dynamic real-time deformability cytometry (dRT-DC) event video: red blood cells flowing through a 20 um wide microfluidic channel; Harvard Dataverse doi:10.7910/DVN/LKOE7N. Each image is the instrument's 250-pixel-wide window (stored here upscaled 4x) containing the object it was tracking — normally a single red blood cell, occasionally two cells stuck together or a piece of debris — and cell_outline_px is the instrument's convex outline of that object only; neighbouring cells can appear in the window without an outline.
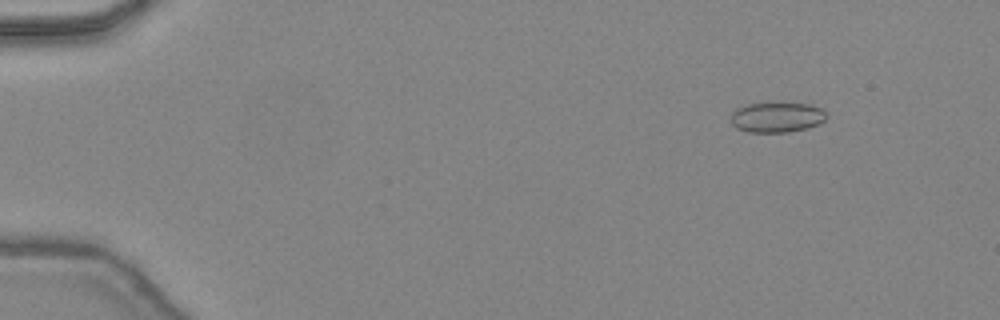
{"species": "common noctule bat (a hibernating species)", "species_latin": "Nyctalus noctula", "temperature_condition": "warm", "stored_images_in_passage": 47, "camera_frame_rate_fps": 3000, "um_per_image_px": 0.085, "animal": {"sex": "female", "body_mass_g": 24.6, "forearm_length_mm": 56.2}, "frame": {"image": 1, "passage_image": 6, "time_ms": 1.667, "image_size_px": [1000, 320], "cell_outline_px": [[828, 116], [820, 124], [808, 128], [788, 132], [748, 132], [736, 128], [732, 124], [732, 112], [736, 108], [748, 104], [780, 100], [812, 104], [828, 112]], "centroid_in_image_um": [66.08, 9.92], "position_along_channel_um": 18.9, "area_um2": 17.69}}
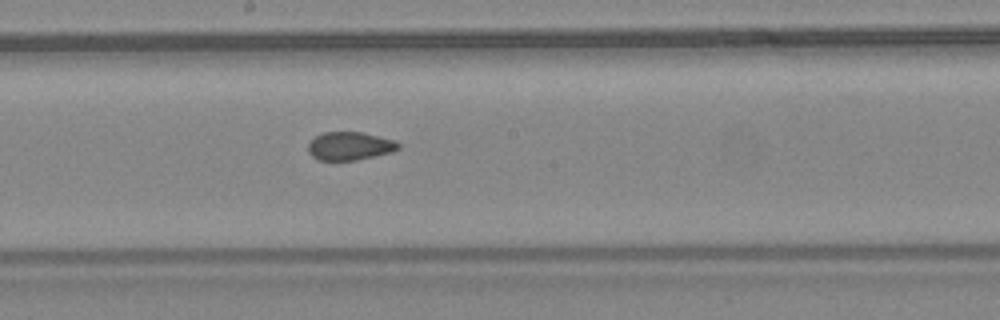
{"frame": {"image": 2, "passage_image": 27, "time_ms": 8.667, "image_size_px": [1000, 320], "cell_outline_px": [[400, 148], [392, 152], [356, 160], [316, 160], [308, 152], [308, 144], [316, 136], [324, 132], [360, 132], [396, 140], [400, 144]], "centroid_in_image_um": [29.74, 12.41], "position_along_channel_um": 218.5, "area_um2": 14.85}}
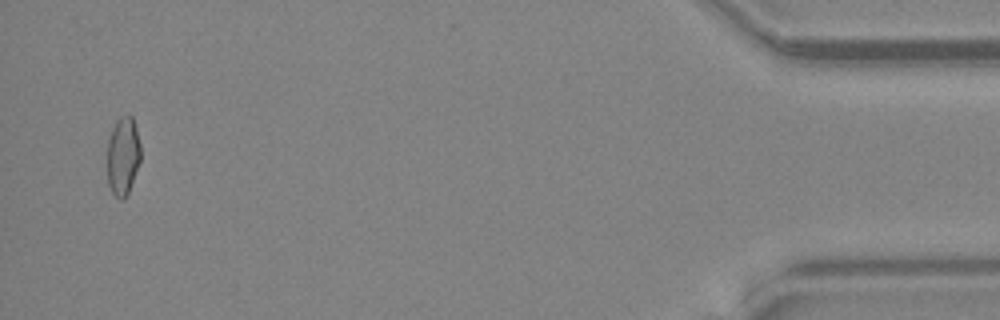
{"frame": {"image": 3, "passage_image": 46, "time_ms": 15.0, "image_size_px": [1000, 320], "cell_outline_px": [[140, 160], [128, 192], [120, 200], [112, 192], [108, 184], [108, 140], [112, 128], [116, 120], [120, 116], [132, 116], [136, 128], [140, 144]], "centroid_in_image_um": [10.45, 13.22], "position_along_channel_um": 424.8, "area_um2": 14.97}, "authors_computed_cell_mechanics": {"area_um2": 15.9528, "velocity_mm_per_s": 4.5007, "shape_relaxation_time_tau1_ms": null, "shape_relaxation_time_tau2_ms": 1.8794, "deformation_change_tau1": null, "deformation_change_tau2": 0.0704}}